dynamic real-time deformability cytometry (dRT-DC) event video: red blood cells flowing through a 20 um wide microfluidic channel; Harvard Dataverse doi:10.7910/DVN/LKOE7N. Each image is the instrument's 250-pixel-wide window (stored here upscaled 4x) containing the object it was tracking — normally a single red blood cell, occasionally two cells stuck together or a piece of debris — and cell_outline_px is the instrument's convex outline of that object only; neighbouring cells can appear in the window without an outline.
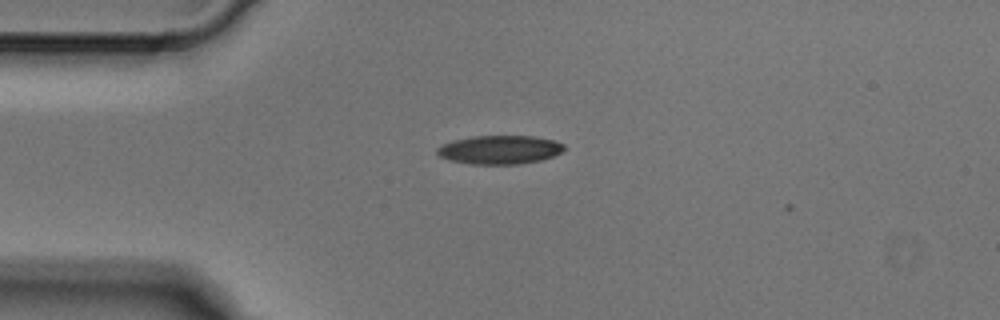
{"species": "Egyptian fruit bat (a non-hibernating species)", "species_latin": "Rousettus aegyptiacus", "temperature_condition": "cold", "stored_images_in_passage": 3, "camera_frame_rate_fps": 3000, "um_per_image_px": 0.085, "animal": {"sex": "male"}, "frame": {"image": 1, "passage_image": 1, "time_ms": 0.0, "image_size_px": [1000, 320], "cell_outline_px": [[564, 148], [560, 152], [552, 156], [540, 160], [520, 164], [472, 164], [452, 160], [440, 156], [436, 152], [436, 148], [452, 140], [472, 136], [532, 136], [556, 140], [564, 144]], "centroid_in_image_um": [42.48, 12.72], "position_along_channel_um": 42.5, "area_um2": 21.1}}